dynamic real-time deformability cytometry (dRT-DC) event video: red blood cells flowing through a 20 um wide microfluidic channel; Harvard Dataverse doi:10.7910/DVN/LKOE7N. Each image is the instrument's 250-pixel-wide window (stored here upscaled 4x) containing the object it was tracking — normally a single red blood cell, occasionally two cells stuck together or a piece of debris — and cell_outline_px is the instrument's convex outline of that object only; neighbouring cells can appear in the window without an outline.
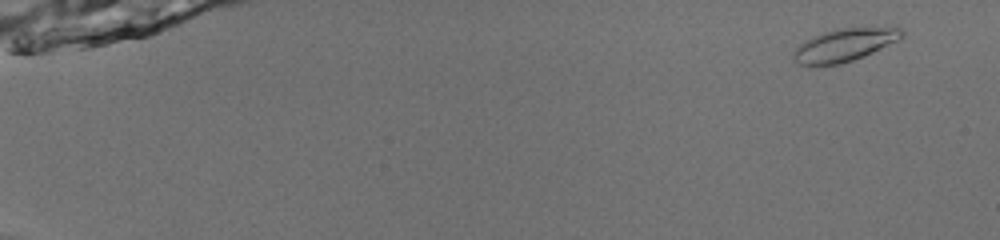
{"species": "common noctule bat (a hibernating species)", "species_latin": "Nyctalus noctula", "temperature_condition": "room temperature", "stored_images_in_passage": 53, "camera_frame_rate_fps": 3000, "um_per_image_px": 0.085, "animal": {"sex": "male", "body_mass_g": 13.0, "forearm_length_mm": 53.1}, "frame": {"image": 1, "passage_image": 4, "time_ms": 1.0, "image_size_px": [1000, 240], "cell_outline_px": [[904, 36], [864, 56], [840, 64], [808, 68], [800, 64], [792, 56], [792, 52], [800, 44], [812, 36], [824, 32], [840, 28], [896, 24], [904, 32]], "centroid_in_image_um": [71.8, 3.8], "position_along_channel_um": 13.2, "area_um2": 21.44}}
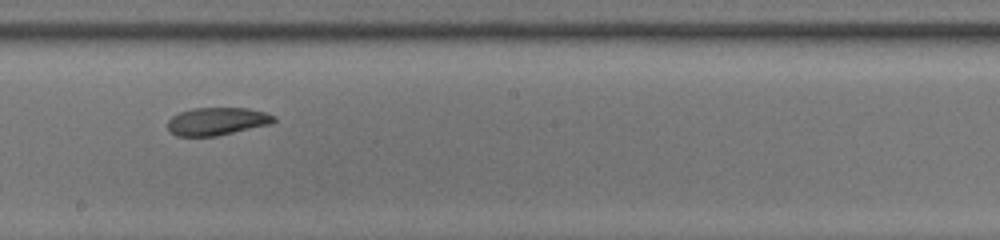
{"frame": {"image": 2, "passage_image": 33, "time_ms": 10.667, "image_size_px": [1000, 240], "cell_outline_px": [[276, 120], [272, 124], [216, 136], [176, 136], [168, 132], [168, 120], [172, 116], [180, 112], [192, 108], [248, 108], [264, 112], [276, 116]], "centroid_in_image_um": [18.44, 10.31], "position_along_channel_um": 229.8, "area_um2": 17.34}}
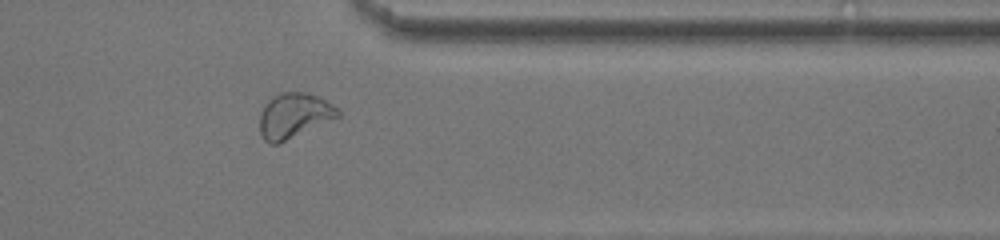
{"frame": {"image": 3, "passage_image": 45, "time_ms": 14.667, "image_size_px": [1000, 240], "cell_outline_px": [[340, 116], [276, 144], [268, 144], [264, 140], [260, 132], [260, 112], [264, 104], [272, 96], [280, 92], [308, 92], [332, 104], [340, 112]], "centroid_in_image_um": [24.94, 9.8], "position_along_channel_um": 386.5, "area_um2": 20.29}, "authors_computed_cell_mechanics": {"area_um2": 19.3052, "velocity_mm_per_s": 3.9833, "shape_relaxation_time_tau1_ms": 7.965, "shape_relaxation_time_tau2_ms": 5.3094, "deformation_change_tau1": 0.1731, "deformation_change_tau2": 0.1286}}